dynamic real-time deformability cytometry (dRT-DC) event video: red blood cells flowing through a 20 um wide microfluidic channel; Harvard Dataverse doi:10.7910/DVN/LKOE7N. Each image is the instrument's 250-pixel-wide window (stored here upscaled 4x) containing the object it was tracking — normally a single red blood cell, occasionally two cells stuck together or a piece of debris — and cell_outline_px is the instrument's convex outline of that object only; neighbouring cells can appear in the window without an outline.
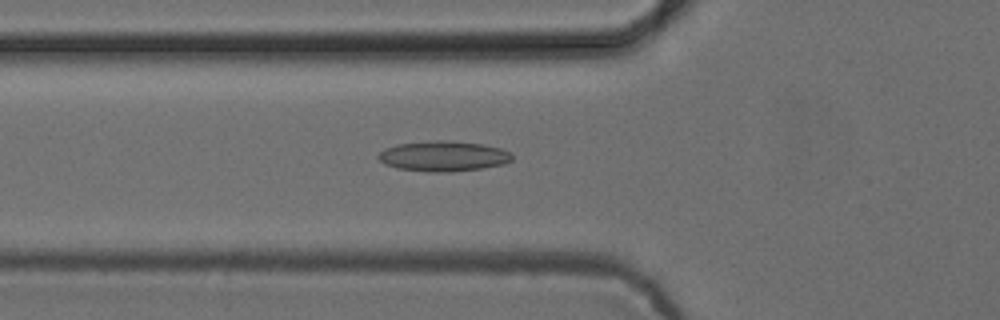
{"species": "common noctule bat (a hibernating species)", "species_latin": "Nyctalus noctula", "temperature_condition": "cold", "stored_images_in_passage": 52, "camera_frame_rate_fps": 3000, "um_per_image_px": 0.085, "animal": {"sex": "female", "body_mass_g": 24.6, "forearm_length_mm": 56.2}, "frame": {"image": 1, "passage_image": 18, "time_ms": 5.667, "image_size_px": [1000, 320], "cell_outline_px": [[512, 160], [504, 164], [484, 168], [448, 172], [432, 172], [396, 168], [384, 164], [376, 156], [384, 148], [396, 144], [436, 140], [444, 140], [484, 144], [500, 148], [512, 152]], "centroid_in_image_um": [37.69, 13.27], "position_along_channel_um": 88.1, "area_um2": 23.81}}
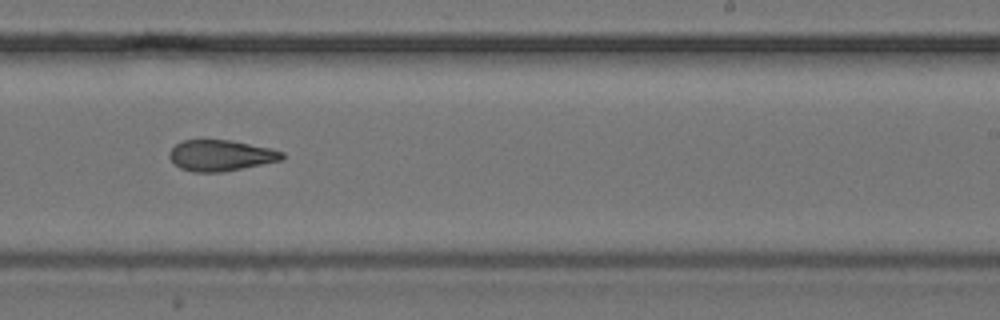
{"frame": {"image": 2, "passage_image": 32, "time_ms": 10.333, "image_size_px": [1000, 320], "cell_outline_px": [[284, 160], [220, 172], [192, 172], [180, 168], [168, 156], [168, 152], [176, 144], [184, 140], [232, 140], [268, 148], [284, 152]], "centroid_in_image_um": [18.76, 13.21], "position_along_channel_um": 270.2, "area_um2": 20.23}}
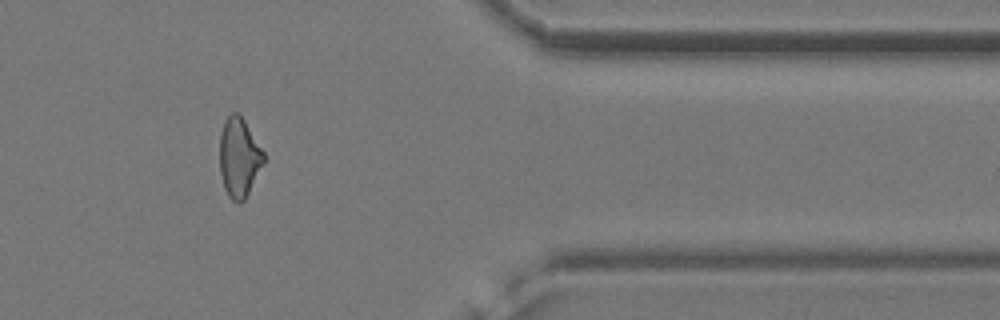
{"frame": {"image": 3, "passage_image": 43, "time_ms": 14.0, "image_size_px": [1000, 320], "cell_outline_px": [[264, 160], [244, 200], [240, 204], [232, 200], [228, 196], [224, 188], [220, 172], [220, 132], [224, 120], [232, 112], [236, 112], [244, 120], [264, 152]], "centroid_in_image_um": [20.29, 13.37], "position_along_channel_um": 391.1, "area_um2": 20.06}, "authors_computed_cell_mechanics": {"area_um2": 21.9351, "velocity_mm_per_s": 3.8874, "shape_relaxation_time_tau1_ms": 8.4442, "shape_relaxation_time_tau2_ms": 2.3995, "deformation_change_tau1": 0.1706, "deformation_change_tau2": 0.102}}